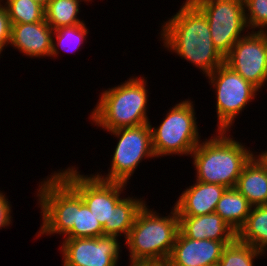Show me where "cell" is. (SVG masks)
<instances>
[{"label":"cell","mask_w":267,"mask_h":266,"mask_svg":"<svg viewBox=\"0 0 267 266\" xmlns=\"http://www.w3.org/2000/svg\"><path fill=\"white\" fill-rule=\"evenodd\" d=\"M87 2L89 0H51L44 8L45 21L53 30L61 27H70L85 23L77 16L81 11L80 2Z\"/></svg>","instance_id":"cell-20"},{"label":"cell","mask_w":267,"mask_h":266,"mask_svg":"<svg viewBox=\"0 0 267 266\" xmlns=\"http://www.w3.org/2000/svg\"><path fill=\"white\" fill-rule=\"evenodd\" d=\"M57 172L80 194L95 218L103 227L104 235L124 236L133 227L137 213L146 204L142 198L125 197L127 183L104 181L93 173L80 174L78 167L69 166Z\"/></svg>","instance_id":"cell-1"},{"label":"cell","mask_w":267,"mask_h":266,"mask_svg":"<svg viewBox=\"0 0 267 266\" xmlns=\"http://www.w3.org/2000/svg\"><path fill=\"white\" fill-rule=\"evenodd\" d=\"M179 231L189 239L234 241L237 233L222 217L213 212L201 216H178Z\"/></svg>","instance_id":"cell-16"},{"label":"cell","mask_w":267,"mask_h":266,"mask_svg":"<svg viewBox=\"0 0 267 266\" xmlns=\"http://www.w3.org/2000/svg\"><path fill=\"white\" fill-rule=\"evenodd\" d=\"M265 254L250 244L240 242L237 238L227 244L222 252L218 266H254L255 260ZM259 257V258H258ZM257 258V259H256Z\"/></svg>","instance_id":"cell-24"},{"label":"cell","mask_w":267,"mask_h":266,"mask_svg":"<svg viewBox=\"0 0 267 266\" xmlns=\"http://www.w3.org/2000/svg\"><path fill=\"white\" fill-rule=\"evenodd\" d=\"M229 131H217L201 141L192 151L195 179L200 182L236 186L245 164L256 151L235 140Z\"/></svg>","instance_id":"cell-4"},{"label":"cell","mask_w":267,"mask_h":266,"mask_svg":"<svg viewBox=\"0 0 267 266\" xmlns=\"http://www.w3.org/2000/svg\"><path fill=\"white\" fill-rule=\"evenodd\" d=\"M36 197L42 223L35 236L59 234L65 237L75 222L76 190L54 171L39 183Z\"/></svg>","instance_id":"cell-7"},{"label":"cell","mask_w":267,"mask_h":266,"mask_svg":"<svg viewBox=\"0 0 267 266\" xmlns=\"http://www.w3.org/2000/svg\"><path fill=\"white\" fill-rule=\"evenodd\" d=\"M88 32L85 23L54 30L50 57L58 58L61 50L67 53L78 51L86 40Z\"/></svg>","instance_id":"cell-22"},{"label":"cell","mask_w":267,"mask_h":266,"mask_svg":"<svg viewBox=\"0 0 267 266\" xmlns=\"http://www.w3.org/2000/svg\"><path fill=\"white\" fill-rule=\"evenodd\" d=\"M5 193L0 190V229L7 228L12 223V205Z\"/></svg>","instance_id":"cell-27"},{"label":"cell","mask_w":267,"mask_h":266,"mask_svg":"<svg viewBox=\"0 0 267 266\" xmlns=\"http://www.w3.org/2000/svg\"><path fill=\"white\" fill-rule=\"evenodd\" d=\"M7 9L11 24L36 23L45 19V10L34 0H0Z\"/></svg>","instance_id":"cell-23"},{"label":"cell","mask_w":267,"mask_h":266,"mask_svg":"<svg viewBox=\"0 0 267 266\" xmlns=\"http://www.w3.org/2000/svg\"><path fill=\"white\" fill-rule=\"evenodd\" d=\"M259 155L267 163V150H265L263 152L261 151V153H259Z\"/></svg>","instance_id":"cell-29"},{"label":"cell","mask_w":267,"mask_h":266,"mask_svg":"<svg viewBox=\"0 0 267 266\" xmlns=\"http://www.w3.org/2000/svg\"><path fill=\"white\" fill-rule=\"evenodd\" d=\"M11 21L7 9L0 2V54L9 46L11 38Z\"/></svg>","instance_id":"cell-26"},{"label":"cell","mask_w":267,"mask_h":266,"mask_svg":"<svg viewBox=\"0 0 267 266\" xmlns=\"http://www.w3.org/2000/svg\"><path fill=\"white\" fill-rule=\"evenodd\" d=\"M194 102L185 99L166 112L157 127H152V149L156 158L164 156H188L202 141L199 134Z\"/></svg>","instance_id":"cell-6"},{"label":"cell","mask_w":267,"mask_h":266,"mask_svg":"<svg viewBox=\"0 0 267 266\" xmlns=\"http://www.w3.org/2000/svg\"><path fill=\"white\" fill-rule=\"evenodd\" d=\"M54 30L45 21L12 24L9 45L29 58L50 57Z\"/></svg>","instance_id":"cell-14"},{"label":"cell","mask_w":267,"mask_h":266,"mask_svg":"<svg viewBox=\"0 0 267 266\" xmlns=\"http://www.w3.org/2000/svg\"><path fill=\"white\" fill-rule=\"evenodd\" d=\"M224 63L259 91L267 83V31H249L224 57Z\"/></svg>","instance_id":"cell-11"},{"label":"cell","mask_w":267,"mask_h":266,"mask_svg":"<svg viewBox=\"0 0 267 266\" xmlns=\"http://www.w3.org/2000/svg\"><path fill=\"white\" fill-rule=\"evenodd\" d=\"M107 132L118 140L111 155V167L108 169V174L102 175L101 172H95L94 175L104 181L129 183L128 180L142 160L156 158L152 149L150 123Z\"/></svg>","instance_id":"cell-8"},{"label":"cell","mask_w":267,"mask_h":266,"mask_svg":"<svg viewBox=\"0 0 267 266\" xmlns=\"http://www.w3.org/2000/svg\"><path fill=\"white\" fill-rule=\"evenodd\" d=\"M206 79H209V85L216 94V131L231 133L230 127L234 126L235 118L256 98L259 90L225 63L207 75Z\"/></svg>","instance_id":"cell-9"},{"label":"cell","mask_w":267,"mask_h":266,"mask_svg":"<svg viewBox=\"0 0 267 266\" xmlns=\"http://www.w3.org/2000/svg\"><path fill=\"white\" fill-rule=\"evenodd\" d=\"M168 216H162L147 203L137 213L133 227L125 239L129 264L167 263L179 232V218L174 207Z\"/></svg>","instance_id":"cell-3"},{"label":"cell","mask_w":267,"mask_h":266,"mask_svg":"<svg viewBox=\"0 0 267 266\" xmlns=\"http://www.w3.org/2000/svg\"><path fill=\"white\" fill-rule=\"evenodd\" d=\"M191 1L207 17L213 45L223 57L250 31L245 18L244 0Z\"/></svg>","instance_id":"cell-10"},{"label":"cell","mask_w":267,"mask_h":266,"mask_svg":"<svg viewBox=\"0 0 267 266\" xmlns=\"http://www.w3.org/2000/svg\"><path fill=\"white\" fill-rule=\"evenodd\" d=\"M233 241L195 240L178 232L172 253L165 266L217 265L224 247Z\"/></svg>","instance_id":"cell-13"},{"label":"cell","mask_w":267,"mask_h":266,"mask_svg":"<svg viewBox=\"0 0 267 266\" xmlns=\"http://www.w3.org/2000/svg\"><path fill=\"white\" fill-rule=\"evenodd\" d=\"M244 11L250 31H267V0H244Z\"/></svg>","instance_id":"cell-25"},{"label":"cell","mask_w":267,"mask_h":266,"mask_svg":"<svg viewBox=\"0 0 267 266\" xmlns=\"http://www.w3.org/2000/svg\"><path fill=\"white\" fill-rule=\"evenodd\" d=\"M34 1H36L45 8L50 3L51 0H34Z\"/></svg>","instance_id":"cell-28"},{"label":"cell","mask_w":267,"mask_h":266,"mask_svg":"<svg viewBox=\"0 0 267 266\" xmlns=\"http://www.w3.org/2000/svg\"><path fill=\"white\" fill-rule=\"evenodd\" d=\"M240 242L250 244L266 255L267 251V205L252 206L246 222L237 232Z\"/></svg>","instance_id":"cell-19"},{"label":"cell","mask_w":267,"mask_h":266,"mask_svg":"<svg viewBox=\"0 0 267 266\" xmlns=\"http://www.w3.org/2000/svg\"><path fill=\"white\" fill-rule=\"evenodd\" d=\"M118 238H64L59 250L62 266H118L122 251Z\"/></svg>","instance_id":"cell-12"},{"label":"cell","mask_w":267,"mask_h":266,"mask_svg":"<svg viewBox=\"0 0 267 266\" xmlns=\"http://www.w3.org/2000/svg\"><path fill=\"white\" fill-rule=\"evenodd\" d=\"M147 87V77L132 76L120 85L103 89L90 113L91 124L112 131L149 123Z\"/></svg>","instance_id":"cell-5"},{"label":"cell","mask_w":267,"mask_h":266,"mask_svg":"<svg viewBox=\"0 0 267 266\" xmlns=\"http://www.w3.org/2000/svg\"><path fill=\"white\" fill-rule=\"evenodd\" d=\"M161 24V46L202 70L205 77L224 63L213 45L207 17L191 0H185L178 12Z\"/></svg>","instance_id":"cell-2"},{"label":"cell","mask_w":267,"mask_h":266,"mask_svg":"<svg viewBox=\"0 0 267 266\" xmlns=\"http://www.w3.org/2000/svg\"><path fill=\"white\" fill-rule=\"evenodd\" d=\"M104 236L103 227L76 191V217L72 230L64 238Z\"/></svg>","instance_id":"cell-21"},{"label":"cell","mask_w":267,"mask_h":266,"mask_svg":"<svg viewBox=\"0 0 267 266\" xmlns=\"http://www.w3.org/2000/svg\"><path fill=\"white\" fill-rule=\"evenodd\" d=\"M252 205L235 187L227 188L218 201L215 213L237 233L250 214Z\"/></svg>","instance_id":"cell-18"},{"label":"cell","mask_w":267,"mask_h":266,"mask_svg":"<svg viewBox=\"0 0 267 266\" xmlns=\"http://www.w3.org/2000/svg\"><path fill=\"white\" fill-rule=\"evenodd\" d=\"M179 195L173 207L178 216H201L213 213L227 187L224 185L193 181Z\"/></svg>","instance_id":"cell-15"},{"label":"cell","mask_w":267,"mask_h":266,"mask_svg":"<svg viewBox=\"0 0 267 266\" xmlns=\"http://www.w3.org/2000/svg\"><path fill=\"white\" fill-rule=\"evenodd\" d=\"M235 188L252 206L267 205V163L259 154L245 164Z\"/></svg>","instance_id":"cell-17"}]
</instances>
